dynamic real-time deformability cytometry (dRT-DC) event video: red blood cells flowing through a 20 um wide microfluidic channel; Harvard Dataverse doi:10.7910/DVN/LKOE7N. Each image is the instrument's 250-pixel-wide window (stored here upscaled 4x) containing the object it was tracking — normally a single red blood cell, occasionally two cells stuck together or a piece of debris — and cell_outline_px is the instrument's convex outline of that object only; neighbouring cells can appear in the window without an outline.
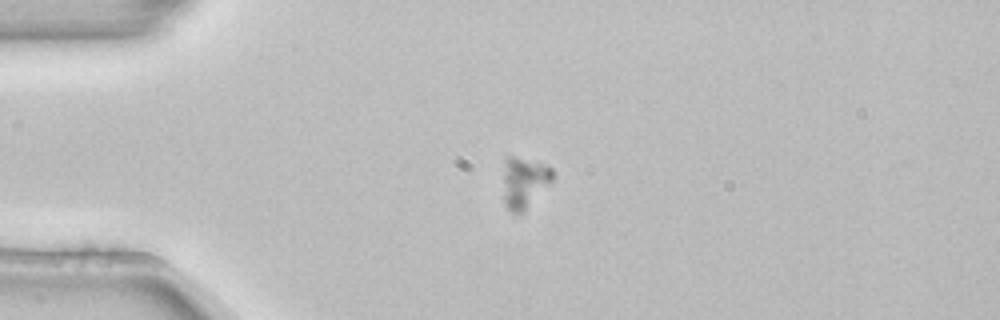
{"species": "common noctule bat (a hibernating species)", "species_latin": "Nyctalus noctula", "temperature_condition": "room temperature", "stored_images_in_passage": 3, "camera_frame_rate_fps": 3000, "um_per_image_px": 0.085, "animal": {"sex": "female", "body_mass_g": 22.7, "forearm_length_mm": 54.2}, "frame": {"image": 1, "passage_image": 3, "time_ms": 0.667, "image_size_px": [1000, 320], "cell_outline_px": [[552, 184], [520, 216], [512, 212], [504, 204], [504, 156], [516, 156], [552, 168]], "centroid_in_image_um": [44.56, 15.55], "position_along_channel_um": 40.4, "area_um2": 14.97}}